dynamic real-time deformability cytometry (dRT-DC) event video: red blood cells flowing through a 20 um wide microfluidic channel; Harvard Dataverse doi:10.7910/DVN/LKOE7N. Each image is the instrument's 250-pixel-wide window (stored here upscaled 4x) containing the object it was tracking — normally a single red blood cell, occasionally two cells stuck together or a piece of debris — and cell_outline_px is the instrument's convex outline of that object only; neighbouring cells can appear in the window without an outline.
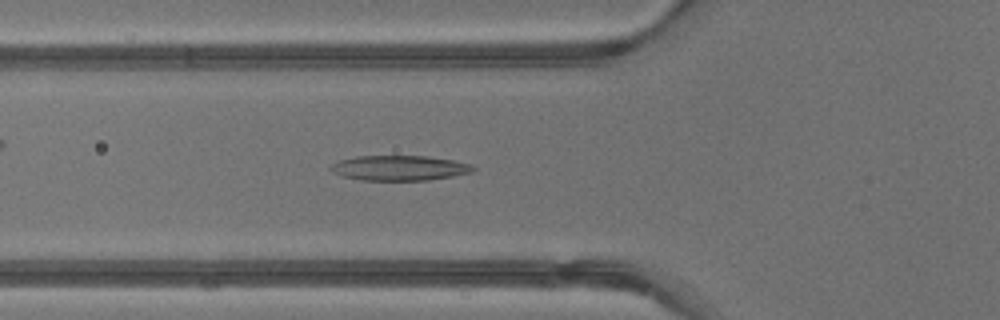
{"species": "common noctule bat (a hibernating species)", "species_latin": "Nyctalus noctula", "temperature_condition": "warm", "stored_images_in_passage": 29, "camera_frame_rate_fps": 3000, "um_per_image_px": 0.085, "animal": {"sex": "male", "body_mass_g": 13.3}, "frame": {"image": 1, "passage_image": 16, "time_ms": 5.0, "image_size_px": [1000, 320], "cell_outline_px": [[476, 168], [472, 172], [452, 176], [428, 180], [360, 180], [344, 176], [328, 168], [332, 164], [340, 160], [356, 156], [428, 156], [452, 160], [472, 164]], "centroid_in_image_um": [33.98, 14.27], "position_along_channel_um": 91.8, "area_um2": 20.63}}
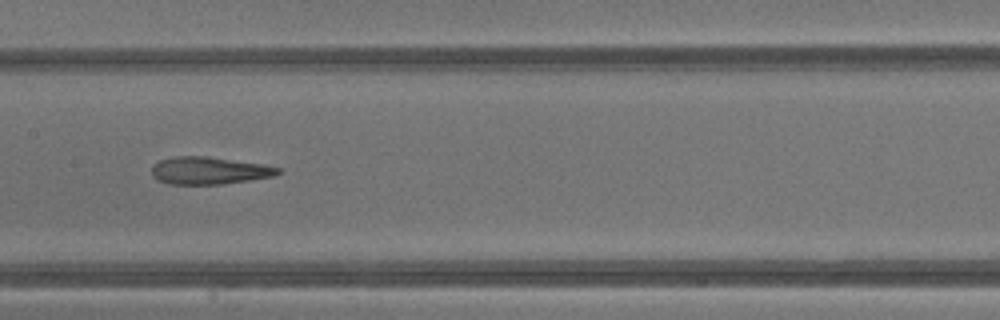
{"frame": {"image": 2, "passage_image": 22, "time_ms": 7.0, "image_size_px": [1000, 320], "cell_outline_px": [[280, 172], [276, 176], [224, 184], [168, 184], [156, 180], [152, 176], [152, 164], [160, 160], [176, 156], [208, 156], [264, 164], [280, 168]], "centroid_in_image_um": [17.77, 14.5], "position_along_channel_um": 189.6, "area_um2": 20.4}}
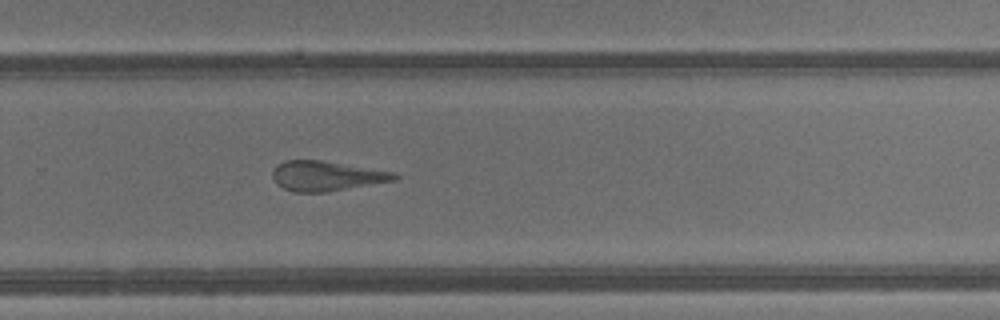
{"frame": {"image": 3, "passage_image": 29, "time_ms": 9.333, "image_size_px": [1000, 320], "cell_outline_px": [[400, 176], [396, 180], [328, 192], [292, 192], [276, 184], [272, 176], [272, 172], [276, 164], [284, 160], [320, 160], [392, 172]], "centroid_in_image_um": [27.69, 14.96], "position_along_channel_um": 302.1, "area_um2": 21.15}}